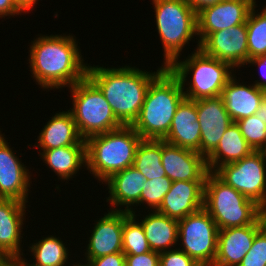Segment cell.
<instances>
[{"mask_svg":"<svg viewBox=\"0 0 266 266\" xmlns=\"http://www.w3.org/2000/svg\"><path fill=\"white\" fill-rule=\"evenodd\" d=\"M141 140L131 125L90 136L85 140L87 170L103 183L112 174L133 165Z\"/></svg>","mask_w":266,"mask_h":266,"instance_id":"4","label":"cell"},{"mask_svg":"<svg viewBox=\"0 0 266 266\" xmlns=\"http://www.w3.org/2000/svg\"><path fill=\"white\" fill-rule=\"evenodd\" d=\"M223 0H189L188 3L193 8V10L198 13L200 10L217 4Z\"/></svg>","mask_w":266,"mask_h":266,"instance_id":"39","label":"cell"},{"mask_svg":"<svg viewBox=\"0 0 266 266\" xmlns=\"http://www.w3.org/2000/svg\"><path fill=\"white\" fill-rule=\"evenodd\" d=\"M9 260V258L0 251V266H4L5 263Z\"/></svg>","mask_w":266,"mask_h":266,"instance_id":"43","label":"cell"},{"mask_svg":"<svg viewBox=\"0 0 266 266\" xmlns=\"http://www.w3.org/2000/svg\"><path fill=\"white\" fill-rule=\"evenodd\" d=\"M135 212L124 211L123 253L125 255H141L151 251L141 222H136Z\"/></svg>","mask_w":266,"mask_h":266,"instance_id":"30","label":"cell"},{"mask_svg":"<svg viewBox=\"0 0 266 266\" xmlns=\"http://www.w3.org/2000/svg\"><path fill=\"white\" fill-rule=\"evenodd\" d=\"M160 266H201L180 248L160 253Z\"/></svg>","mask_w":266,"mask_h":266,"instance_id":"34","label":"cell"},{"mask_svg":"<svg viewBox=\"0 0 266 266\" xmlns=\"http://www.w3.org/2000/svg\"><path fill=\"white\" fill-rule=\"evenodd\" d=\"M246 142L254 151H259L266 143V122L256 115L236 121Z\"/></svg>","mask_w":266,"mask_h":266,"instance_id":"31","label":"cell"},{"mask_svg":"<svg viewBox=\"0 0 266 266\" xmlns=\"http://www.w3.org/2000/svg\"><path fill=\"white\" fill-rule=\"evenodd\" d=\"M232 76L224 86L221 97L233 122L255 115L266 98V91L257 86L242 85Z\"/></svg>","mask_w":266,"mask_h":266,"instance_id":"20","label":"cell"},{"mask_svg":"<svg viewBox=\"0 0 266 266\" xmlns=\"http://www.w3.org/2000/svg\"><path fill=\"white\" fill-rule=\"evenodd\" d=\"M125 266H160V253L149 251L141 255H125Z\"/></svg>","mask_w":266,"mask_h":266,"instance_id":"35","label":"cell"},{"mask_svg":"<svg viewBox=\"0 0 266 266\" xmlns=\"http://www.w3.org/2000/svg\"><path fill=\"white\" fill-rule=\"evenodd\" d=\"M0 134V199L27 203L30 172Z\"/></svg>","mask_w":266,"mask_h":266,"instance_id":"16","label":"cell"},{"mask_svg":"<svg viewBox=\"0 0 266 266\" xmlns=\"http://www.w3.org/2000/svg\"><path fill=\"white\" fill-rule=\"evenodd\" d=\"M262 122H266V98L255 114Z\"/></svg>","mask_w":266,"mask_h":266,"instance_id":"41","label":"cell"},{"mask_svg":"<svg viewBox=\"0 0 266 266\" xmlns=\"http://www.w3.org/2000/svg\"><path fill=\"white\" fill-rule=\"evenodd\" d=\"M169 69L184 88L186 77L192 72V82L183 93L186 98L196 101L221 96L224 86L233 76L231 71L234 68L228 62L208 56L197 48L185 61L176 60Z\"/></svg>","mask_w":266,"mask_h":266,"instance_id":"7","label":"cell"},{"mask_svg":"<svg viewBox=\"0 0 266 266\" xmlns=\"http://www.w3.org/2000/svg\"><path fill=\"white\" fill-rule=\"evenodd\" d=\"M26 204L13 199H0V251L9 259L21 257L20 239ZM22 237V238H21Z\"/></svg>","mask_w":266,"mask_h":266,"instance_id":"21","label":"cell"},{"mask_svg":"<svg viewBox=\"0 0 266 266\" xmlns=\"http://www.w3.org/2000/svg\"><path fill=\"white\" fill-rule=\"evenodd\" d=\"M4 266H22L16 259H9Z\"/></svg>","mask_w":266,"mask_h":266,"instance_id":"42","label":"cell"},{"mask_svg":"<svg viewBox=\"0 0 266 266\" xmlns=\"http://www.w3.org/2000/svg\"><path fill=\"white\" fill-rule=\"evenodd\" d=\"M259 151L262 153L263 158L266 160V143Z\"/></svg>","mask_w":266,"mask_h":266,"instance_id":"45","label":"cell"},{"mask_svg":"<svg viewBox=\"0 0 266 266\" xmlns=\"http://www.w3.org/2000/svg\"><path fill=\"white\" fill-rule=\"evenodd\" d=\"M151 251L162 253L171 250L178 239V220L172 219L157 210L152 211L141 221Z\"/></svg>","mask_w":266,"mask_h":266,"instance_id":"25","label":"cell"},{"mask_svg":"<svg viewBox=\"0 0 266 266\" xmlns=\"http://www.w3.org/2000/svg\"><path fill=\"white\" fill-rule=\"evenodd\" d=\"M265 224L266 213L255 224L219 230L213 266H238Z\"/></svg>","mask_w":266,"mask_h":266,"instance_id":"14","label":"cell"},{"mask_svg":"<svg viewBox=\"0 0 266 266\" xmlns=\"http://www.w3.org/2000/svg\"><path fill=\"white\" fill-rule=\"evenodd\" d=\"M133 166L147 180L166 176L162 166V140L142 139L136 149Z\"/></svg>","mask_w":266,"mask_h":266,"instance_id":"27","label":"cell"},{"mask_svg":"<svg viewBox=\"0 0 266 266\" xmlns=\"http://www.w3.org/2000/svg\"><path fill=\"white\" fill-rule=\"evenodd\" d=\"M253 151L237 123L233 122L224 132L216 149L206 158L208 171L215 172L220 166L241 160Z\"/></svg>","mask_w":266,"mask_h":266,"instance_id":"24","label":"cell"},{"mask_svg":"<svg viewBox=\"0 0 266 266\" xmlns=\"http://www.w3.org/2000/svg\"><path fill=\"white\" fill-rule=\"evenodd\" d=\"M156 27L164 48V67L169 68L186 43L197 34V13L187 0H153Z\"/></svg>","mask_w":266,"mask_h":266,"instance_id":"6","label":"cell"},{"mask_svg":"<svg viewBox=\"0 0 266 266\" xmlns=\"http://www.w3.org/2000/svg\"><path fill=\"white\" fill-rule=\"evenodd\" d=\"M15 6L21 11L25 13L31 9H33V6L36 4L38 0H12Z\"/></svg>","mask_w":266,"mask_h":266,"instance_id":"40","label":"cell"},{"mask_svg":"<svg viewBox=\"0 0 266 266\" xmlns=\"http://www.w3.org/2000/svg\"><path fill=\"white\" fill-rule=\"evenodd\" d=\"M124 211H109L96 221L90 236L85 257L87 261L114 253H123Z\"/></svg>","mask_w":266,"mask_h":266,"instance_id":"17","label":"cell"},{"mask_svg":"<svg viewBox=\"0 0 266 266\" xmlns=\"http://www.w3.org/2000/svg\"><path fill=\"white\" fill-rule=\"evenodd\" d=\"M69 89L72 93L73 108L68 111L84 140L123 126L103 93L88 77L76 82Z\"/></svg>","mask_w":266,"mask_h":266,"instance_id":"8","label":"cell"},{"mask_svg":"<svg viewBox=\"0 0 266 266\" xmlns=\"http://www.w3.org/2000/svg\"><path fill=\"white\" fill-rule=\"evenodd\" d=\"M196 101L184 98L172 119L169 133L164 141L195 152L200 150L201 131Z\"/></svg>","mask_w":266,"mask_h":266,"instance_id":"19","label":"cell"},{"mask_svg":"<svg viewBox=\"0 0 266 266\" xmlns=\"http://www.w3.org/2000/svg\"><path fill=\"white\" fill-rule=\"evenodd\" d=\"M72 145H86V141L69 111L56 113L39 133L37 148L49 150Z\"/></svg>","mask_w":266,"mask_h":266,"instance_id":"23","label":"cell"},{"mask_svg":"<svg viewBox=\"0 0 266 266\" xmlns=\"http://www.w3.org/2000/svg\"><path fill=\"white\" fill-rule=\"evenodd\" d=\"M16 260L22 265V266H35L33 264H28L27 262H25V259H23L22 257H18L16 258Z\"/></svg>","mask_w":266,"mask_h":266,"instance_id":"44","label":"cell"},{"mask_svg":"<svg viewBox=\"0 0 266 266\" xmlns=\"http://www.w3.org/2000/svg\"><path fill=\"white\" fill-rule=\"evenodd\" d=\"M238 266H266V224L256 233L251 249Z\"/></svg>","mask_w":266,"mask_h":266,"instance_id":"33","label":"cell"},{"mask_svg":"<svg viewBox=\"0 0 266 266\" xmlns=\"http://www.w3.org/2000/svg\"><path fill=\"white\" fill-rule=\"evenodd\" d=\"M247 64H253V65H258L259 68L261 69L262 71V77H265L266 79V55H263V56H258V57H255V58H252V59H249V61L247 62ZM255 86H257L259 89H262V90H265L266 91V80H257L254 82Z\"/></svg>","mask_w":266,"mask_h":266,"instance_id":"37","label":"cell"},{"mask_svg":"<svg viewBox=\"0 0 266 266\" xmlns=\"http://www.w3.org/2000/svg\"><path fill=\"white\" fill-rule=\"evenodd\" d=\"M162 166L173 181H205L206 159L198 152L181 148L162 140Z\"/></svg>","mask_w":266,"mask_h":266,"instance_id":"15","label":"cell"},{"mask_svg":"<svg viewBox=\"0 0 266 266\" xmlns=\"http://www.w3.org/2000/svg\"><path fill=\"white\" fill-rule=\"evenodd\" d=\"M255 7H252L246 20L248 61L266 55V12L262 10L256 14Z\"/></svg>","mask_w":266,"mask_h":266,"instance_id":"29","label":"cell"},{"mask_svg":"<svg viewBox=\"0 0 266 266\" xmlns=\"http://www.w3.org/2000/svg\"><path fill=\"white\" fill-rule=\"evenodd\" d=\"M145 72L134 67L89 66L87 77L100 89L123 125H132L140 113L151 81L164 69Z\"/></svg>","mask_w":266,"mask_h":266,"instance_id":"2","label":"cell"},{"mask_svg":"<svg viewBox=\"0 0 266 266\" xmlns=\"http://www.w3.org/2000/svg\"><path fill=\"white\" fill-rule=\"evenodd\" d=\"M205 181H173L158 212L181 220L204 206Z\"/></svg>","mask_w":266,"mask_h":266,"instance_id":"18","label":"cell"},{"mask_svg":"<svg viewBox=\"0 0 266 266\" xmlns=\"http://www.w3.org/2000/svg\"><path fill=\"white\" fill-rule=\"evenodd\" d=\"M255 0H223L197 13V34L200 43L210 34L246 23Z\"/></svg>","mask_w":266,"mask_h":266,"instance_id":"11","label":"cell"},{"mask_svg":"<svg viewBox=\"0 0 266 266\" xmlns=\"http://www.w3.org/2000/svg\"><path fill=\"white\" fill-rule=\"evenodd\" d=\"M203 208L219 230L255 224L266 211L255 201L227 185L214 172H208Z\"/></svg>","mask_w":266,"mask_h":266,"instance_id":"5","label":"cell"},{"mask_svg":"<svg viewBox=\"0 0 266 266\" xmlns=\"http://www.w3.org/2000/svg\"><path fill=\"white\" fill-rule=\"evenodd\" d=\"M218 227L204 209L178 221V239L183 252L201 266H213L217 252Z\"/></svg>","mask_w":266,"mask_h":266,"instance_id":"9","label":"cell"},{"mask_svg":"<svg viewBox=\"0 0 266 266\" xmlns=\"http://www.w3.org/2000/svg\"><path fill=\"white\" fill-rule=\"evenodd\" d=\"M30 251L33 253L35 266H66L68 250L61 239L48 236L32 244Z\"/></svg>","mask_w":266,"mask_h":266,"instance_id":"28","label":"cell"},{"mask_svg":"<svg viewBox=\"0 0 266 266\" xmlns=\"http://www.w3.org/2000/svg\"><path fill=\"white\" fill-rule=\"evenodd\" d=\"M47 165L62 180H68L76 174L82 165H86V145L64 146L43 150L40 153Z\"/></svg>","mask_w":266,"mask_h":266,"instance_id":"26","label":"cell"},{"mask_svg":"<svg viewBox=\"0 0 266 266\" xmlns=\"http://www.w3.org/2000/svg\"><path fill=\"white\" fill-rule=\"evenodd\" d=\"M201 141L198 153L205 159L216 149L226 129L233 123L221 96L196 100Z\"/></svg>","mask_w":266,"mask_h":266,"instance_id":"13","label":"cell"},{"mask_svg":"<svg viewBox=\"0 0 266 266\" xmlns=\"http://www.w3.org/2000/svg\"><path fill=\"white\" fill-rule=\"evenodd\" d=\"M22 12L15 6L12 0H0V17L12 16Z\"/></svg>","mask_w":266,"mask_h":266,"instance_id":"38","label":"cell"},{"mask_svg":"<svg viewBox=\"0 0 266 266\" xmlns=\"http://www.w3.org/2000/svg\"><path fill=\"white\" fill-rule=\"evenodd\" d=\"M214 173L266 211V160L260 151L222 165Z\"/></svg>","mask_w":266,"mask_h":266,"instance_id":"10","label":"cell"},{"mask_svg":"<svg viewBox=\"0 0 266 266\" xmlns=\"http://www.w3.org/2000/svg\"><path fill=\"white\" fill-rule=\"evenodd\" d=\"M178 77L165 67L150 83L140 113L131 125L142 139L163 140L185 98Z\"/></svg>","mask_w":266,"mask_h":266,"instance_id":"3","label":"cell"},{"mask_svg":"<svg viewBox=\"0 0 266 266\" xmlns=\"http://www.w3.org/2000/svg\"><path fill=\"white\" fill-rule=\"evenodd\" d=\"M73 266H88L86 263H85V265L84 264H81V263H79V264H73Z\"/></svg>","mask_w":266,"mask_h":266,"instance_id":"46","label":"cell"},{"mask_svg":"<svg viewBox=\"0 0 266 266\" xmlns=\"http://www.w3.org/2000/svg\"><path fill=\"white\" fill-rule=\"evenodd\" d=\"M77 46L72 35H43L33 41L30 71L41 88L71 87L87 77L88 64L83 63Z\"/></svg>","mask_w":266,"mask_h":266,"instance_id":"1","label":"cell"},{"mask_svg":"<svg viewBox=\"0 0 266 266\" xmlns=\"http://www.w3.org/2000/svg\"><path fill=\"white\" fill-rule=\"evenodd\" d=\"M171 184L172 181L167 176L146 180L140 196V205L141 203H145L153 211L158 210L163 202L164 196L170 190Z\"/></svg>","mask_w":266,"mask_h":266,"instance_id":"32","label":"cell"},{"mask_svg":"<svg viewBox=\"0 0 266 266\" xmlns=\"http://www.w3.org/2000/svg\"><path fill=\"white\" fill-rule=\"evenodd\" d=\"M88 266H125V254L114 253L99 258L90 259Z\"/></svg>","mask_w":266,"mask_h":266,"instance_id":"36","label":"cell"},{"mask_svg":"<svg viewBox=\"0 0 266 266\" xmlns=\"http://www.w3.org/2000/svg\"><path fill=\"white\" fill-rule=\"evenodd\" d=\"M147 179L133 165L126 169L112 174L104 182L108 183L110 196L107 202L114 206H126L122 211L133 213L132 205L140 203V196ZM110 200V201H109ZM131 207V208H129Z\"/></svg>","mask_w":266,"mask_h":266,"instance_id":"22","label":"cell"},{"mask_svg":"<svg viewBox=\"0 0 266 266\" xmlns=\"http://www.w3.org/2000/svg\"><path fill=\"white\" fill-rule=\"evenodd\" d=\"M246 23L210 33L200 49L208 56L228 62L233 68L248 62Z\"/></svg>","mask_w":266,"mask_h":266,"instance_id":"12","label":"cell"}]
</instances>
